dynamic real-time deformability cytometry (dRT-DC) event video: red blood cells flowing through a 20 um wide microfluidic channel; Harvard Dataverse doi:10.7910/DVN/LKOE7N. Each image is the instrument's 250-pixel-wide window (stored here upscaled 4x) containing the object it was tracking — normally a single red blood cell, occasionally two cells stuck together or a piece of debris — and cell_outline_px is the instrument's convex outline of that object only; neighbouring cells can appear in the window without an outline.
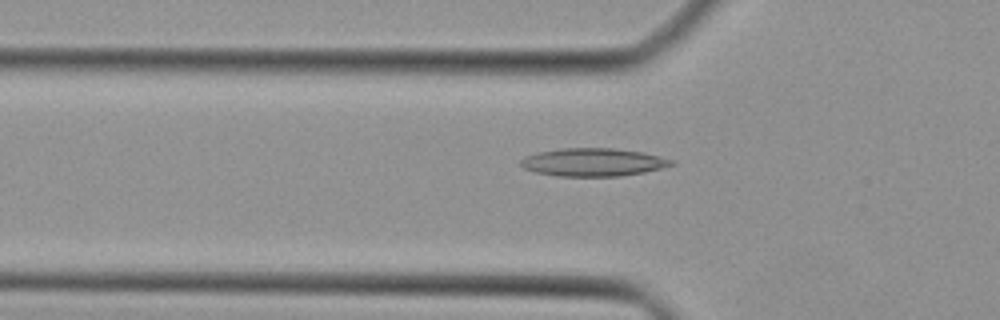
{"species": "Egyptian fruit bat (a non-hibernating species)", "species_latin": "Rousettus aegyptiacus", "temperature_condition": "cold", "stored_images_in_passage": 41, "camera_frame_rate_fps": 3000, "um_per_image_px": 0.085, "animal": {"sex": "female"}, "frame": {"image": 1, "passage_image": 11, "time_ms": 3.333, "image_size_px": [1000, 320], "cell_outline_px": [[676, 164], [644, 172], [620, 176], [556, 176], [536, 172], [524, 168], [520, 164], [520, 160], [524, 156], [540, 152], [560, 148], [612, 148], [644, 152], [676, 160]], "centroid_in_image_um": [50.45, 13.78], "position_along_channel_um": 75.4, "area_um2": 24.68}}
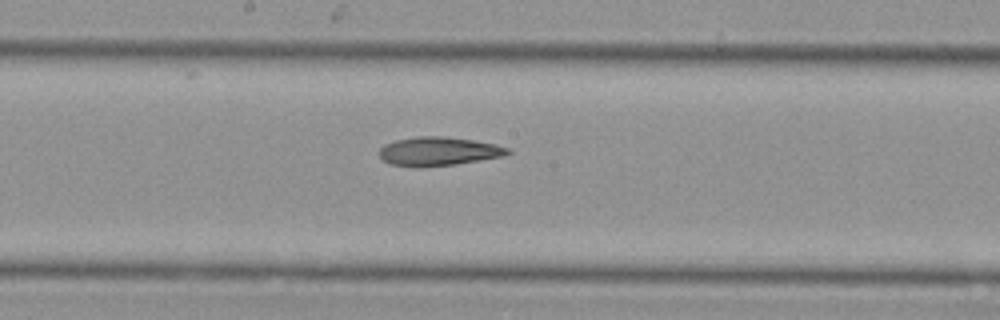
{"frame": {"image": 2, "passage_image": 20, "time_ms": 6.333, "image_size_px": [1000, 320], "cell_outline_px": [[512, 152], [504, 156], [456, 164], [420, 168], [416, 168], [392, 164], [384, 160], [380, 156], [380, 148], [384, 144], [396, 140], [416, 136], [444, 136], [472, 140], [496, 144], [508, 148]], "centroid_in_image_um": [37.27, 12.87], "position_along_channel_um": 210.9, "area_um2": 21.62}}
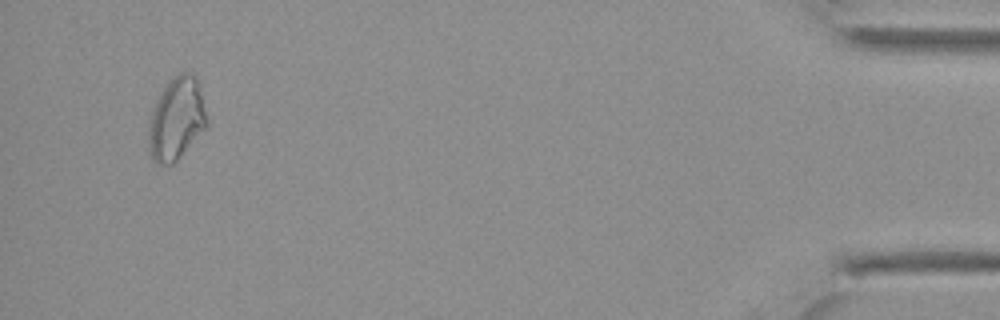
{"frame": {"image": 3, "passage_image": 39, "time_ms": 12.667, "image_size_px": [1000, 320], "cell_outline_px": [[208, 124], [176, 160], [172, 164], [160, 164], [152, 156], [148, 144], [148, 116], [156, 100], [168, 80], [172, 76], [180, 72], [192, 72], [196, 76], [208, 120]], "centroid_in_image_um": [14.97, 10.04], "position_along_channel_um": 420.2, "area_um2": 27.86}}